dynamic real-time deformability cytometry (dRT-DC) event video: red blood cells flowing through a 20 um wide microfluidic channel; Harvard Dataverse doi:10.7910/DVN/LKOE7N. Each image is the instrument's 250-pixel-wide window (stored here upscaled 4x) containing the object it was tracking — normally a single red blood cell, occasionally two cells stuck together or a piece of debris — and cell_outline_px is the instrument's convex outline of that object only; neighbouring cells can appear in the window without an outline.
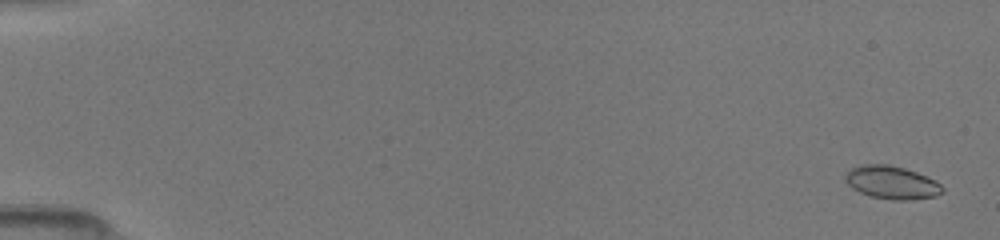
{"species": "common noctule bat (a hibernating species)", "species_latin": "Nyctalus noctula", "temperature_condition": "room temperature", "stored_images_in_passage": 27, "camera_frame_rate_fps": 3000, "um_per_image_px": 0.085, "animal": {"sex": "female", "body_mass_g": 19.5, "forearm_length_mm": 54.1}, "frame": {"image": 1, "passage_image": 1, "time_ms": 0.0, "image_size_px": [1000, 240], "cell_outline_px": [[944, 192], [936, 196], [908, 200], [892, 200], [872, 196], [860, 192], [852, 188], [844, 180], [844, 176], [852, 168], [860, 164], [888, 164], [904, 168], [916, 172], [936, 180], [944, 188]], "centroid_in_image_um": [75.81, 15.51], "position_along_channel_um": 9.2, "area_um2": 18.73}}
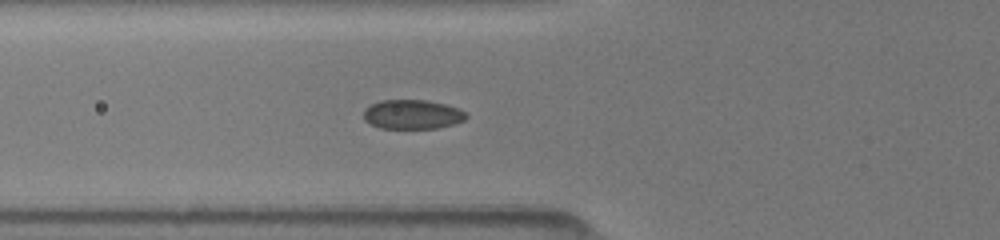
{"frame": {"image": 2, "passage_image": 17, "time_ms": 6.0, "image_size_px": [1000, 240], "cell_outline_px": [[468, 116], [464, 120], [452, 124], [436, 128], [380, 128], [364, 120], [364, 108], [380, 100], [428, 100], [460, 108], [468, 112]], "centroid_in_image_um": [35.07, 9.71], "position_along_channel_um": 90.7, "area_um2": 17.57}}
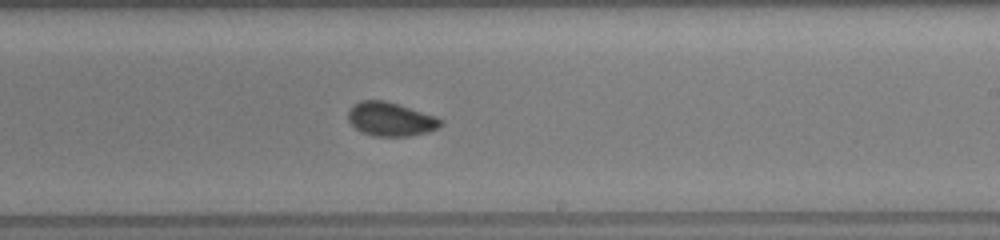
{"frame": {"image": 3, "passage_image": 27, "time_ms": 10.0, "image_size_px": [1000, 240], "cell_outline_px": [[444, 124], [440, 128], [428, 132], [408, 136], [372, 136], [360, 132], [348, 120], [348, 112], [360, 100], [384, 100], [436, 116], [444, 120]], "centroid_in_image_um": [33.25, 10.15], "position_along_channel_um": 255.8, "area_um2": 18.26}}